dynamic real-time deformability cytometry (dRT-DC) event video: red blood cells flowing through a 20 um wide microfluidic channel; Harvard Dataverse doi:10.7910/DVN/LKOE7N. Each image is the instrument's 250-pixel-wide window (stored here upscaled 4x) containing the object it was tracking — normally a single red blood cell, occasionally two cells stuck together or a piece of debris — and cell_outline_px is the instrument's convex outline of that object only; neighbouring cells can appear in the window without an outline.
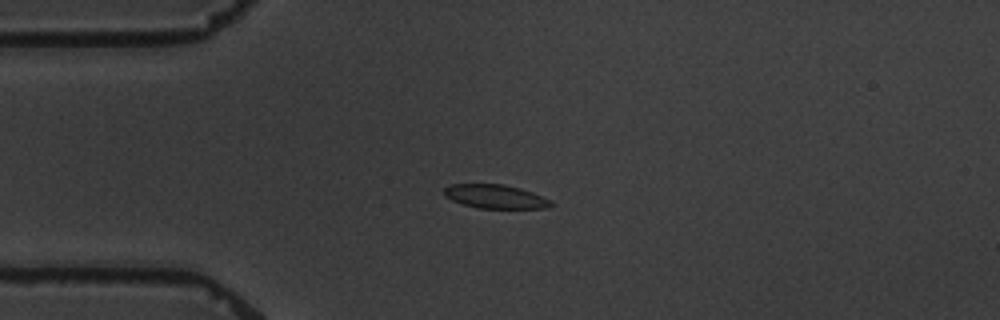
{"species": "common noctule bat (a hibernating species)", "species_latin": "Nyctalus noctula", "temperature_condition": "warm", "stored_images_in_passage": 8, "camera_frame_rate_fps": 3000, "um_per_image_px": 0.085, "animal": {"sex": "male", "body_mass_g": 19.5, "forearm_length_mm": 54.6}, "frame": {"image": 1, "passage_image": 5, "time_ms": 4.667, "image_size_px": [1000, 320], "cell_outline_px": [[552, 204], [548, 208], [476, 208], [452, 200], [444, 196], [444, 188], [448, 184], [504, 184], [520, 188], [532, 192], [552, 200]], "centroid_in_image_um": [42.09, 16.7], "position_along_channel_um": 42.9, "area_um2": 14.85}}
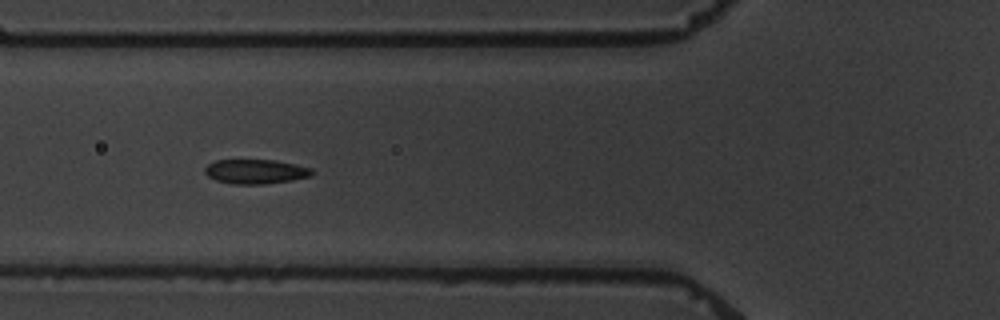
{"frame": {"image": 2, "passage_image": 7, "time_ms": 7.0, "image_size_px": [1000, 320], "cell_outline_px": [[312, 176], [292, 180], [264, 184], [232, 184], [216, 180], [208, 176], [204, 172], [204, 168], [208, 164], [216, 160], [276, 160], [312, 168]], "centroid_in_image_um": [21.71, 14.58], "position_along_channel_um": 104.1, "area_um2": 15.26}}
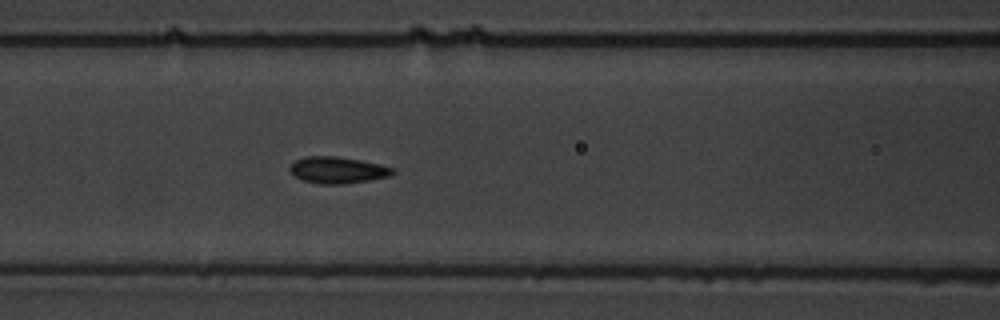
{"frame": {"image": 3, "passage_image": 8, "time_ms": 8.0, "image_size_px": [1000, 320], "cell_outline_px": [[396, 172], [392, 176], [344, 184], [320, 184], [304, 180], [296, 176], [288, 168], [296, 160], [304, 156], [336, 156], [360, 160], [380, 164], [392, 168]], "centroid_in_image_um": [28.72, 14.45], "position_along_channel_um": 137.9, "area_um2": 15.84}}